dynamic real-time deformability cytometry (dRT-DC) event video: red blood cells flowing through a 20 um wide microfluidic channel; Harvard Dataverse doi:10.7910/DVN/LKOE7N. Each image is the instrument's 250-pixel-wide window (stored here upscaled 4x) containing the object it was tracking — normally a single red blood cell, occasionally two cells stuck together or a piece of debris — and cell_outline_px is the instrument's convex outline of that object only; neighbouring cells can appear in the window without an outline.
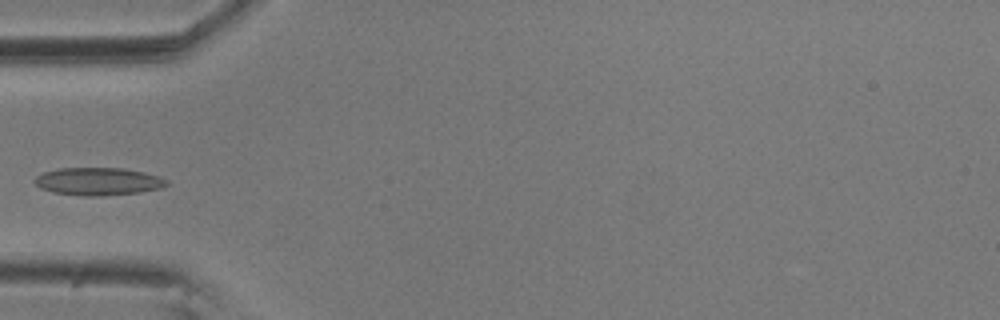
{"species": "common noctule bat (a hibernating species)", "species_latin": "Nyctalus noctula", "temperature_condition": "room temperature", "stored_images_in_passage": 5, "camera_frame_rate_fps": 3000, "um_per_image_px": 0.085, "animal": {"sex": "male", "body_mass_g": 20.5, "forearm_length_mm": 52.5}, "frame": {"image": 1, "passage_image": 5, "time_ms": 1.333, "image_size_px": [1000, 320], "cell_outline_px": [[168, 184], [160, 188], [140, 192], [100, 196], [84, 196], [52, 192], [40, 188], [32, 180], [36, 176], [44, 172], [60, 168], [124, 168], [144, 172], [160, 176], [168, 180]], "centroid_in_image_um": [8.34, 15.42], "position_along_channel_um": 76.7, "area_um2": 21.39}}